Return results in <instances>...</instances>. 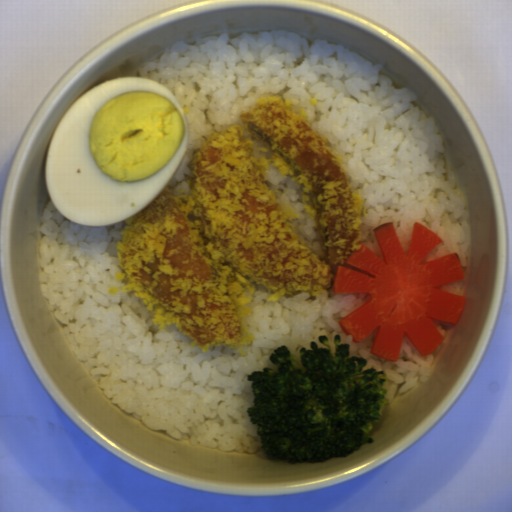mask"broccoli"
<instances>
[{"mask_svg": "<svg viewBox=\"0 0 512 512\" xmlns=\"http://www.w3.org/2000/svg\"><path fill=\"white\" fill-rule=\"evenodd\" d=\"M310 340L311 349L291 354L286 345L268 356L277 366L247 374L253 406L247 407L264 453L291 463H321L346 457L375 440L370 437L390 399L385 396L386 371L360 355L351 356L348 342L334 336V352Z\"/></svg>", "mask_w": 512, "mask_h": 512, "instance_id": "broccoli-1", "label": "broccoli"}]
</instances>
